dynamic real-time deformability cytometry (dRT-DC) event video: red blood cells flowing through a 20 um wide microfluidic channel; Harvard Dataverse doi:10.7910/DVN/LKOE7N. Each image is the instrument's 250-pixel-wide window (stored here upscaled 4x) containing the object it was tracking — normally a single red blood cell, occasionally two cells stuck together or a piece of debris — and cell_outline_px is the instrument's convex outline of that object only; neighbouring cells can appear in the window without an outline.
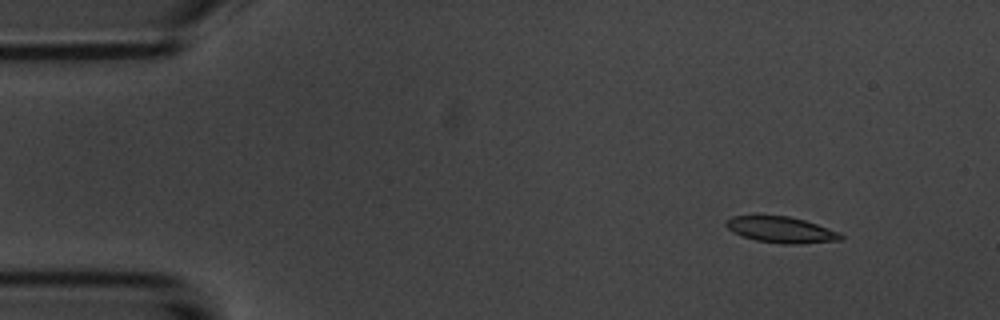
{"species": "common noctule bat (a hibernating species)", "species_latin": "Nyctalus noctula", "temperature_condition": "room temperature", "stored_images_in_passage": 5, "camera_frame_rate_fps": 3000, "um_per_image_px": 0.085, "animal": {"sex": "male", "body_mass_g": 20.1, "forearm_length_mm": 53.5}, "frame": {"image": 1, "passage_image": 2, "time_ms": 1.333, "image_size_px": [1000, 320], "cell_outline_px": [[844, 236], [840, 240], [800, 244], [780, 244], [756, 240], [732, 232], [724, 224], [724, 220], [732, 216], [788, 216], [804, 220], [840, 232]], "centroid_in_image_um": [66.38, 19.53], "position_along_channel_um": 18.6, "area_um2": 17.4}}
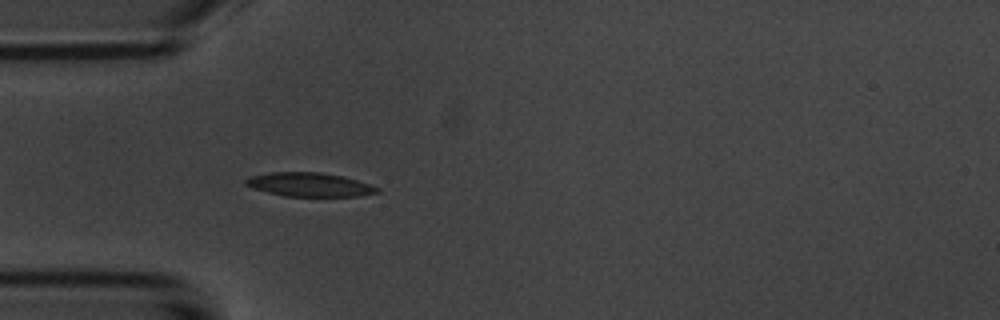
{"frame": {"image": 2, "passage_image": 5, "time_ms": 4.667, "image_size_px": [1000, 320], "cell_outline_px": [[380, 192], [360, 196], [284, 196], [252, 188], [244, 184], [244, 180], [248, 176], [268, 172], [320, 172], [344, 176], [380, 188]], "centroid_in_image_um": [26.27, 15.68], "position_along_channel_um": 58.7, "area_um2": 18.38}}